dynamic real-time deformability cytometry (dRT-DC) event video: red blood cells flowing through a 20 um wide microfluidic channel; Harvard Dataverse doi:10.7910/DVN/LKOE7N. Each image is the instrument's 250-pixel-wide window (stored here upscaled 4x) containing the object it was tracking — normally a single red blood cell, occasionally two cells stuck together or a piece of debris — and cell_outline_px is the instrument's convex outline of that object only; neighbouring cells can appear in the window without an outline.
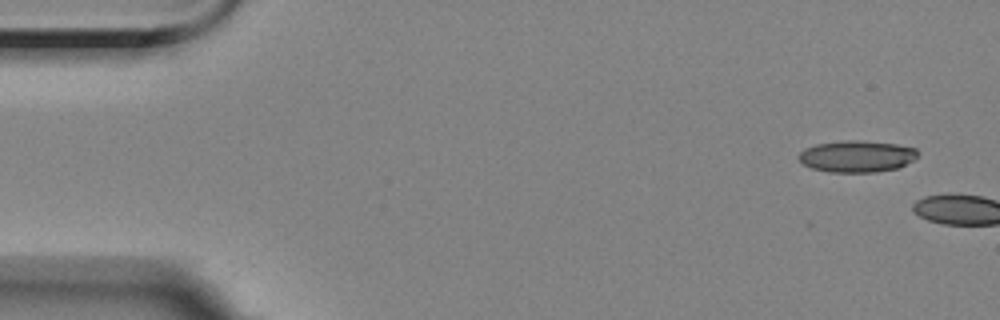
{"species": "Egyptian fruit bat (a non-hibernating species)", "species_latin": "Rousettus aegyptiacus", "temperature_condition": "room temperature", "stored_images_in_passage": 2, "camera_frame_rate_fps": 3000, "um_per_image_px": 0.085, "animal": {"sex": "female"}, "frame": {"image": 1, "passage_image": 1, "time_ms": 0.0, "image_size_px": [1000, 320], "cell_outline_px": [[920, 152], [912, 160], [900, 168], [876, 172], [828, 172], [812, 168], [804, 164], [796, 156], [804, 148], [816, 144], [848, 140], [856, 140], [896, 144], [916, 148]], "centroid_in_image_um": [72.83, 13.29], "position_along_channel_um": 12.2, "area_um2": 22.02}}